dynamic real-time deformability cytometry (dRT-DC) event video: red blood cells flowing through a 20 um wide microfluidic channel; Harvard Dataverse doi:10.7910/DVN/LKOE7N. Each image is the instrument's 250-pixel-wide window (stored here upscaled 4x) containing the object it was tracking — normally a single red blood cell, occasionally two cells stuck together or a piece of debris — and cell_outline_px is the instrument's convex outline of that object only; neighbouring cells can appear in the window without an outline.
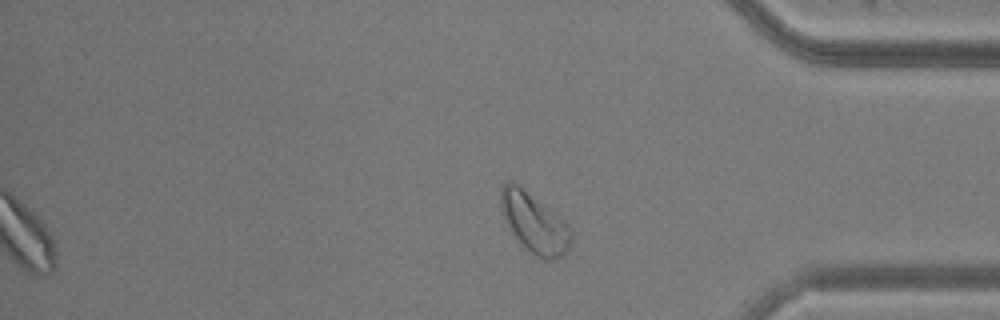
{"species": "common noctule bat (a hibernating species)", "species_latin": "Nyctalus noctula", "temperature_condition": "warm", "stored_images_in_passage": 42, "camera_frame_rate_fps": 3000, "um_per_image_px": 0.085, "animal": {"sex": "male", "body_mass_g": 20.5, "forearm_length_mm": 52.5}, "frame": {"image": 1, "passage_image": 42, "time_ms": 13.667, "image_size_px": [1000, 320], "cell_outline_px": [[572, 236], [568, 248], [564, 256], [552, 260], [544, 260], [536, 256], [524, 248], [512, 232], [500, 208], [500, 188], [508, 180], [512, 180], [520, 184], [568, 224]], "centroid_in_image_um": [45.4, 18.93], "position_along_channel_um": 389.8, "area_um2": 24.57}}